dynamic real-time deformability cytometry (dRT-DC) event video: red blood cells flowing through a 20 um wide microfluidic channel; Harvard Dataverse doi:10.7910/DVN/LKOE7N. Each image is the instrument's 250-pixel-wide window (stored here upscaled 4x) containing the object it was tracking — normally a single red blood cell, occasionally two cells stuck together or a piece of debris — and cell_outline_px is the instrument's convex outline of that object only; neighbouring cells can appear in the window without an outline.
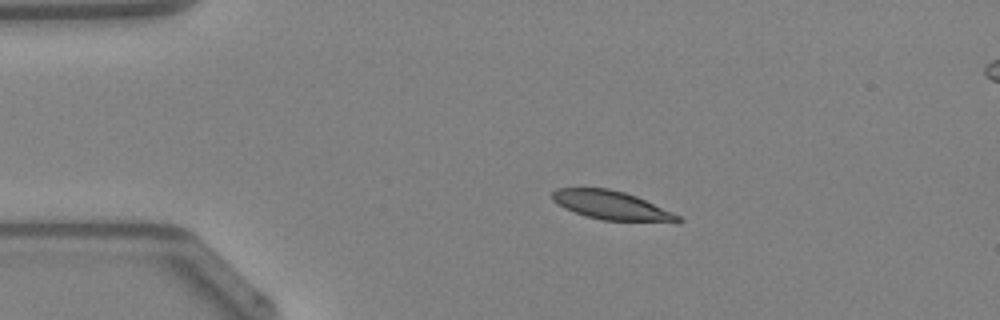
{"species": "Egyptian fruit bat (a non-hibernating species)", "species_latin": "Rousettus aegyptiacus", "temperature_condition": "warm", "stored_images_in_passage": 39, "camera_frame_rate_fps": 3000, "um_per_image_px": 0.085, "animal": {"sex": "female"}, "frame": {"image": 1, "passage_image": 1, "time_ms": 0.0, "image_size_px": [1000, 320], "cell_outline_px": [[684, 220], [680, 224], [676, 224], [604, 220], [584, 216], [564, 208], [552, 200], [552, 192], [556, 188], [608, 188], [624, 192], [636, 196], [672, 212], [680, 216]], "centroid_in_image_um": [52.07, 17.49], "position_along_channel_um": 32.9, "area_um2": 21.56}}
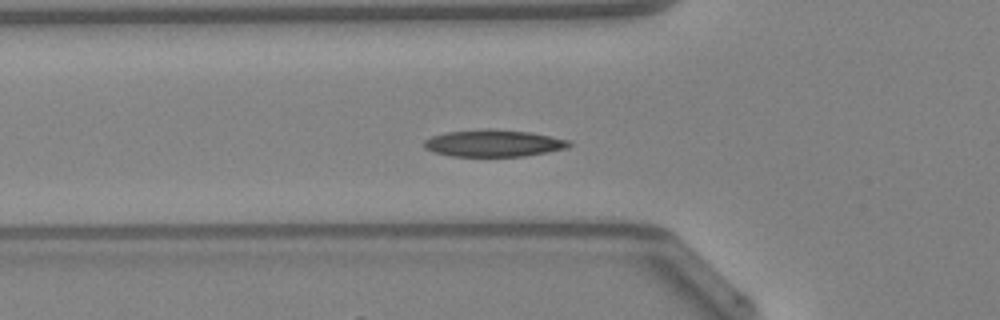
{"frame": {"image": 2, "passage_image": 8, "time_ms": 2.333, "image_size_px": [1000, 320], "cell_outline_px": [[572, 144], [568, 148], [548, 152], [524, 156], [452, 156], [432, 152], [424, 148], [424, 140], [432, 136], [448, 132], [528, 132], [568, 140]], "centroid_in_image_um": [41.96, 12.24], "position_along_channel_um": 83.8, "area_um2": 21.5}}
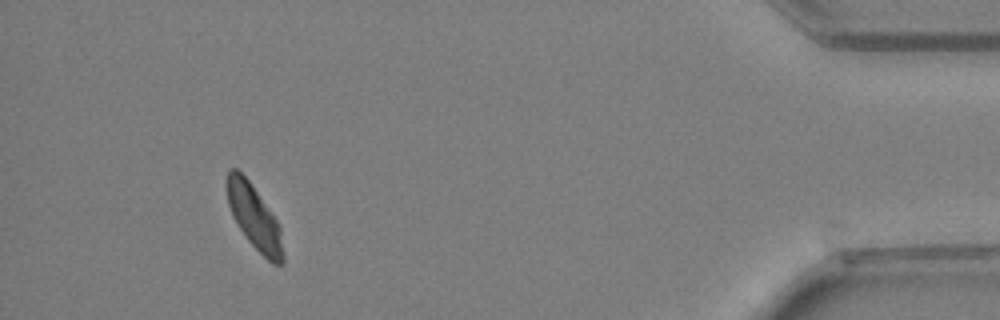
{"frame": {"image": 3, "passage_image": 36, "time_ms": 11.667, "image_size_px": [1000, 320], "cell_outline_px": [[284, 264], [272, 264], [248, 240], [232, 216], [228, 204], [228, 168], [236, 168], [248, 180], [276, 220], [280, 228], [284, 256]], "centroid_in_image_um": [21.63, 18.5], "position_along_channel_um": 413.6, "area_um2": 20.29}, "authors_computed_cell_mechanics": {"area_um2": 21.5016, "velocity_mm_per_s": 4.208, "shape_relaxation_time_tau1_ms": 2.5062, "shape_relaxation_time_tau2_ms": 3.4614, "deformation_change_tau1": 0.1263, "deformation_change_tau2": 0.087}}